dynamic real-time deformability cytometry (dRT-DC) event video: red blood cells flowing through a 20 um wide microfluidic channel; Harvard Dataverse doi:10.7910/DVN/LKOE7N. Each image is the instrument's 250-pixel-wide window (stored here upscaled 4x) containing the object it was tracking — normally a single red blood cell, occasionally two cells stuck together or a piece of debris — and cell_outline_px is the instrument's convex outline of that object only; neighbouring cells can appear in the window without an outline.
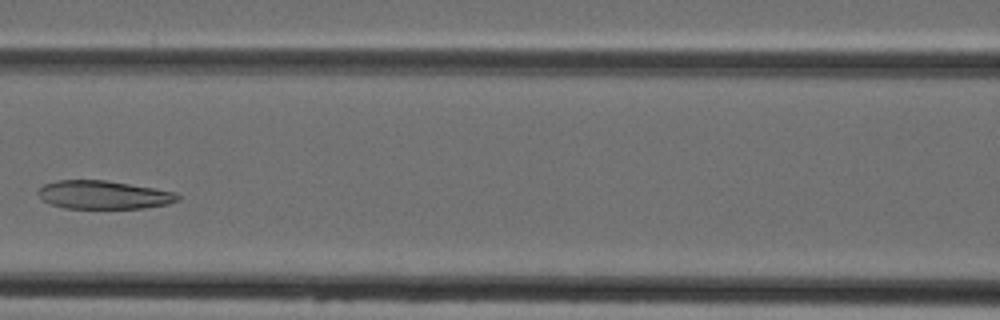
{"species": "Egyptian fruit bat (a non-hibernating species)", "species_latin": "Rousettus aegyptiacus", "temperature_condition": "cold", "stored_images_in_passage": 4, "camera_frame_rate_fps": 3000, "um_per_image_px": 0.085, "animal": {"sex": "female"}, "frame": {"image": 1, "passage_image": 4, "time_ms": 4.333, "image_size_px": [1000, 320], "cell_outline_px": [[180, 200], [168, 204], [144, 208], [64, 208], [48, 204], [36, 192], [44, 184], [56, 180], [104, 180], [156, 188], [176, 192], [180, 196]], "centroid_in_image_um": [8.82, 16.56], "position_along_channel_um": 157.8, "area_um2": 23.18}}